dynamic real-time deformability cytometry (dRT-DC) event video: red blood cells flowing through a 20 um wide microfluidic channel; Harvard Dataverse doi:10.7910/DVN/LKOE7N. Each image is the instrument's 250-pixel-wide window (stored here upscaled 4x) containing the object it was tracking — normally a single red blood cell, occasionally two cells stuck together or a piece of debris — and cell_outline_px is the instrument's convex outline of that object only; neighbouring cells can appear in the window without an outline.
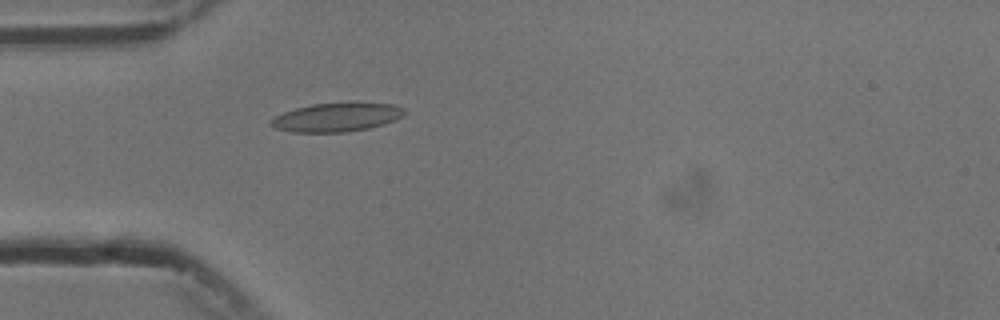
{"species": "common noctule bat (a hibernating species)", "species_latin": "Nyctalus noctula", "temperature_condition": "cold", "stored_images_in_passage": 4, "camera_frame_rate_fps": 3000, "um_per_image_px": 0.085, "animal": {"sex": "male", "body_mass_g": 13.3}, "frame": {"image": 1, "passage_image": 4, "time_ms": 3.333, "image_size_px": [1000, 320], "cell_outline_px": [[408, 112], [404, 116], [396, 120], [384, 124], [368, 128], [344, 132], [292, 132], [276, 128], [268, 124], [276, 116], [284, 112], [296, 108], [312, 104], [396, 104], [404, 108]], "centroid_in_image_um": [28.65, 9.98], "position_along_channel_um": 56.3, "area_um2": 21.96}}